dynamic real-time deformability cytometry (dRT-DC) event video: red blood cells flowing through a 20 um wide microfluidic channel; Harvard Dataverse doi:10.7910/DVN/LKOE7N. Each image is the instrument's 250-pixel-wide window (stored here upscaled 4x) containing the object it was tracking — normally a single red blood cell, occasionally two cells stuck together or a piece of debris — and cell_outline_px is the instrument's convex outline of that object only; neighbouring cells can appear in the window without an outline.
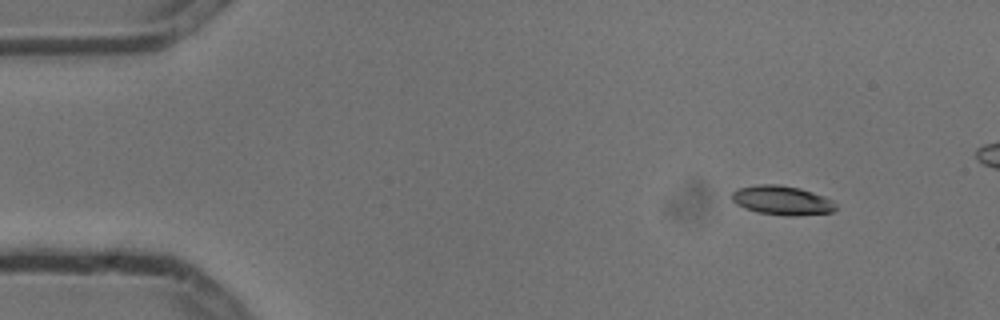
{"species": "common noctule bat (a hibernating species)", "species_latin": "Nyctalus noctula", "temperature_condition": "cold", "stored_images_in_passage": 5, "camera_frame_rate_fps": 3000, "um_per_image_px": 0.085, "animal": {"sex": "male", "body_mass_g": 13.3}, "frame": {"image": 1, "passage_image": 1, "time_ms": 0.0, "image_size_px": [1000, 320], "cell_outline_px": [[836, 208], [832, 212], [796, 216], [784, 216], [756, 212], [744, 208], [736, 204], [732, 200], [732, 192], [736, 188], [756, 184], [780, 184], [800, 188], [824, 196], [832, 200], [836, 204]], "centroid_in_image_um": [66.44, 17.03], "position_along_channel_um": 18.6, "area_um2": 17.98}}